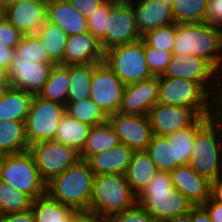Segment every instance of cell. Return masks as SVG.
I'll return each instance as SVG.
<instances>
[{"label": "cell", "mask_w": 222, "mask_h": 222, "mask_svg": "<svg viewBox=\"0 0 222 222\" xmlns=\"http://www.w3.org/2000/svg\"><path fill=\"white\" fill-rule=\"evenodd\" d=\"M65 112L69 116L91 127L102 124L108 120V117L91 98L67 102Z\"/></svg>", "instance_id": "36"}, {"label": "cell", "mask_w": 222, "mask_h": 222, "mask_svg": "<svg viewBox=\"0 0 222 222\" xmlns=\"http://www.w3.org/2000/svg\"><path fill=\"white\" fill-rule=\"evenodd\" d=\"M15 49L14 48H7L5 45L0 44V67L8 70L10 63L13 59Z\"/></svg>", "instance_id": "51"}, {"label": "cell", "mask_w": 222, "mask_h": 222, "mask_svg": "<svg viewBox=\"0 0 222 222\" xmlns=\"http://www.w3.org/2000/svg\"><path fill=\"white\" fill-rule=\"evenodd\" d=\"M176 33L177 24L174 23L148 31L142 36V40L150 47L172 52Z\"/></svg>", "instance_id": "39"}, {"label": "cell", "mask_w": 222, "mask_h": 222, "mask_svg": "<svg viewBox=\"0 0 222 222\" xmlns=\"http://www.w3.org/2000/svg\"><path fill=\"white\" fill-rule=\"evenodd\" d=\"M120 143L119 136L108 120L102 124L92 126L85 146L79 153L80 160L87 161L92 155L109 150Z\"/></svg>", "instance_id": "26"}, {"label": "cell", "mask_w": 222, "mask_h": 222, "mask_svg": "<svg viewBox=\"0 0 222 222\" xmlns=\"http://www.w3.org/2000/svg\"><path fill=\"white\" fill-rule=\"evenodd\" d=\"M157 167L146 150L134 151L131 162L125 172V177L132 192L138 196L151 182Z\"/></svg>", "instance_id": "25"}, {"label": "cell", "mask_w": 222, "mask_h": 222, "mask_svg": "<svg viewBox=\"0 0 222 222\" xmlns=\"http://www.w3.org/2000/svg\"><path fill=\"white\" fill-rule=\"evenodd\" d=\"M134 151L120 143L104 152L92 155L86 162L94 175L125 174Z\"/></svg>", "instance_id": "23"}, {"label": "cell", "mask_w": 222, "mask_h": 222, "mask_svg": "<svg viewBox=\"0 0 222 222\" xmlns=\"http://www.w3.org/2000/svg\"><path fill=\"white\" fill-rule=\"evenodd\" d=\"M211 198L222 204V175L211 181Z\"/></svg>", "instance_id": "52"}, {"label": "cell", "mask_w": 222, "mask_h": 222, "mask_svg": "<svg viewBox=\"0 0 222 222\" xmlns=\"http://www.w3.org/2000/svg\"><path fill=\"white\" fill-rule=\"evenodd\" d=\"M104 60L99 41L89 32L68 36L64 51V65L98 64Z\"/></svg>", "instance_id": "21"}, {"label": "cell", "mask_w": 222, "mask_h": 222, "mask_svg": "<svg viewBox=\"0 0 222 222\" xmlns=\"http://www.w3.org/2000/svg\"><path fill=\"white\" fill-rule=\"evenodd\" d=\"M69 222H107V220L87 210V211H76L72 215Z\"/></svg>", "instance_id": "48"}, {"label": "cell", "mask_w": 222, "mask_h": 222, "mask_svg": "<svg viewBox=\"0 0 222 222\" xmlns=\"http://www.w3.org/2000/svg\"><path fill=\"white\" fill-rule=\"evenodd\" d=\"M158 90V76L126 85L119 112L148 115L151 108L158 102Z\"/></svg>", "instance_id": "17"}, {"label": "cell", "mask_w": 222, "mask_h": 222, "mask_svg": "<svg viewBox=\"0 0 222 222\" xmlns=\"http://www.w3.org/2000/svg\"><path fill=\"white\" fill-rule=\"evenodd\" d=\"M158 83V103L191 108L199 117L211 116L214 97L199 82L159 75Z\"/></svg>", "instance_id": "6"}, {"label": "cell", "mask_w": 222, "mask_h": 222, "mask_svg": "<svg viewBox=\"0 0 222 222\" xmlns=\"http://www.w3.org/2000/svg\"><path fill=\"white\" fill-rule=\"evenodd\" d=\"M211 117L220 126L222 131V91L213 98Z\"/></svg>", "instance_id": "49"}, {"label": "cell", "mask_w": 222, "mask_h": 222, "mask_svg": "<svg viewBox=\"0 0 222 222\" xmlns=\"http://www.w3.org/2000/svg\"><path fill=\"white\" fill-rule=\"evenodd\" d=\"M80 14L89 17L105 0H68Z\"/></svg>", "instance_id": "45"}, {"label": "cell", "mask_w": 222, "mask_h": 222, "mask_svg": "<svg viewBox=\"0 0 222 222\" xmlns=\"http://www.w3.org/2000/svg\"><path fill=\"white\" fill-rule=\"evenodd\" d=\"M211 116L199 117L191 126L173 132L166 136L173 145L174 159L179 165H188L192 152V145L195 139V132L210 118Z\"/></svg>", "instance_id": "30"}, {"label": "cell", "mask_w": 222, "mask_h": 222, "mask_svg": "<svg viewBox=\"0 0 222 222\" xmlns=\"http://www.w3.org/2000/svg\"><path fill=\"white\" fill-rule=\"evenodd\" d=\"M108 122L119 136L122 144L133 151L147 149L153 135L147 115H131L117 112L108 116Z\"/></svg>", "instance_id": "14"}, {"label": "cell", "mask_w": 222, "mask_h": 222, "mask_svg": "<svg viewBox=\"0 0 222 222\" xmlns=\"http://www.w3.org/2000/svg\"><path fill=\"white\" fill-rule=\"evenodd\" d=\"M108 2H114V3H132L135 0H105Z\"/></svg>", "instance_id": "56"}, {"label": "cell", "mask_w": 222, "mask_h": 222, "mask_svg": "<svg viewBox=\"0 0 222 222\" xmlns=\"http://www.w3.org/2000/svg\"><path fill=\"white\" fill-rule=\"evenodd\" d=\"M161 76L199 82L213 97L222 91V75L207 60L193 54H173Z\"/></svg>", "instance_id": "10"}, {"label": "cell", "mask_w": 222, "mask_h": 222, "mask_svg": "<svg viewBox=\"0 0 222 222\" xmlns=\"http://www.w3.org/2000/svg\"><path fill=\"white\" fill-rule=\"evenodd\" d=\"M206 22L222 28V0H208Z\"/></svg>", "instance_id": "44"}, {"label": "cell", "mask_w": 222, "mask_h": 222, "mask_svg": "<svg viewBox=\"0 0 222 222\" xmlns=\"http://www.w3.org/2000/svg\"><path fill=\"white\" fill-rule=\"evenodd\" d=\"M36 35L46 48L50 59L56 65H64V51L68 35L59 26L47 20L36 32Z\"/></svg>", "instance_id": "32"}, {"label": "cell", "mask_w": 222, "mask_h": 222, "mask_svg": "<svg viewBox=\"0 0 222 222\" xmlns=\"http://www.w3.org/2000/svg\"><path fill=\"white\" fill-rule=\"evenodd\" d=\"M32 201L27 194L0 180V217L12 212L26 211L31 208Z\"/></svg>", "instance_id": "37"}, {"label": "cell", "mask_w": 222, "mask_h": 222, "mask_svg": "<svg viewBox=\"0 0 222 222\" xmlns=\"http://www.w3.org/2000/svg\"><path fill=\"white\" fill-rule=\"evenodd\" d=\"M140 34L174 24L172 6L161 0H135L131 3Z\"/></svg>", "instance_id": "20"}, {"label": "cell", "mask_w": 222, "mask_h": 222, "mask_svg": "<svg viewBox=\"0 0 222 222\" xmlns=\"http://www.w3.org/2000/svg\"><path fill=\"white\" fill-rule=\"evenodd\" d=\"M142 39L131 3H114L106 17L105 51Z\"/></svg>", "instance_id": "13"}, {"label": "cell", "mask_w": 222, "mask_h": 222, "mask_svg": "<svg viewBox=\"0 0 222 222\" xmlns=\"http://www.w3.org/2000/svg\"><path fill=\"white\" fill-rule=\"evenodd\" d=\"M161 1L172 6L175 0H161Z\"/></svg>", "instance_id": "58"}, {"label": "cell", "mask_w": 222, "mask_h": 222, "mask_svg": "<svg viewBox=\"0 0 222 222\" xmlns=\"http://www.w3.org/2000/svg\"><path fill=\"white\" fill-rule=\"evenodd\" d=\"M31 209L36 222H69L76 212L75 209L53 200L47 194L34 199Z\"/></svg>", "instance_id": "31"}, {"label": "cell", "mask_w": 222, "mask_h": 222, "mask_svg": "<svg viewBox=\"0 0 222 222\" xmlns=\"http://www.w3.org/2000/svg\"><path fill=\"white\" fill-rule=\"evenodd\" d=\"M113 8V2L104 1L96 11L87 17L88 32L95 37L105 52L106 17Z\"/></svg>", "instance_id": "40"}, {"label": "cell", "mask_w": 222, "mask_h": 222, "mask_svg": "<svg viewBox=\"0 0 222 222\" xmlns=\"http://www.w3.org/2000/svg\"><path fill=\"white\" fill-rule=\"evenodd\" d=\"M107 222H158L142 206L136 204L131 209L112 215Z\"/></svg>", "instance_id": "42"}, {"label": "cell", "mask_w": 222, "mask_h": 222, "mask_svg": "<svg viewBox=\"0 0 222 222\" xmlns=\"http://www.w3.org/2000/svg\"><path fill=\"white\" fill-rule=\"evenodd\" d=\"M54 65L56 64H42L31 62L26 58H13L7 70V80L10 87L39 94Z\"/></svg>", "instance_id": "15"}, {"label": "cell", "mask_w": 222, "mask_h": 222, "mask_svg": "<svg viewBox=\"0 0 222 222\" xmlns=\"http://www.w3.org/2000/svg\"><path fill=\"white\" fill-rule=\"evenodd\" d=\"M48 1H26L7 7L3 16L23 35L36 34L47 20Z\"/></svg>", "instance_id": "18"}, {"label": "cell", "mask_w": 222, "mask_h": 222, "mask_svg": "<svg viewBox=\"0 0 222 222\" xmlns=\"http://www.w3.org/2000/svg\"><path fill=\"white\" fill-rule=\"evenodd\" d=\"M0 222H36L33 210L12 212L0 217Z\"/></svg>", "instance_id": "46"}, {"label": "cell", "mask_w": 222, "mask_h": 222, "mask_svg": "<svg viewBox=\"0 0 222 222\" xmlns=\"http://www.w3.org/2000/svg\"><path fill=\"white\" fill-rule=\"evenodd\" d=\"M192 222H212L206 209L202 205H194L191 209Z\"/></svg>", "instance_id": "50"}, {"label": "cell", "mask_w": 222, "mask_h": 222, "mask_svg": "<svg viewBox=\"0 0 222 222\" xmlns=\"http://www.w3.org/2000/svg\"><path fill=\"white\" fill-rule=\"evenodd\" d=\"M202 206L208 212L212 222H222V204L212 198L207 200Z\"/></svg>", "instance_id": "47"}, {"label": "cell", "mask_w": 222, "mask_h": 222, "mask_svg": "<svg viewBox=\"0 0 222 222\" xmlns=\"http://www.w3.org/2000/svg\"><path fill=\"white\" fill-rule=\"evenodd\" d=\"M26 1H49V0H0V5L2 10L4 11L7 7Z\"/></svg>", "instance_id": "53"}, {"label": "cell", "mask_w": 222, "mask_h": 222, "mask_svg": "<svg viewBox=\"0 0 222 222\" xmlns=\"http://www.w3.org/2000/svg\"><path fill=\"white\" fill-rule=\"evenodd\" d=\"M23 34L18 31L4 16L0 18V44L16 49Z\"/></svg>", "instance_id": "43"}, {"label": "cell", "mask_w": 222, "mask_h": 222, "mask_svg": "<svg viewBox=\"0 0 222 222\" xmlns=\"http://www.w3.org/2000/svg\"><path fill=\"white\" fill-rule=\"evenodd\" d=\"M5 157H6V154L0 151V172H1L2 164Z\"/></svg>", "instance_id": "57"}, {"label": "cell", "mask_w": 222, "mask_h": 222, "mask_svg": "<svg viewBox=\"0 0 222 222\" xmlns=\"http://www.w3.org/2000/svg\"><path fill=\"white\" fill-rule=\"evenodd\" d=\"M146 151L154 162L158 171L171 172L180 166L174 159L173 145L166 136L153 134Z\"/></svg>", "instance_id": "34"}, {"label": "cell", "mask_w": 222, "mask_h": 222, "mask_svg": "<svg viewBox=\"0 0 222 222\" xmlns=\"http://www.w3.org/2000/svg\"><path fill=\"white\" fill-rule=\"evenodd\" d=\"M93 64L69 65L70 84L67 102L80 101L90 98Z\"/></svg>", "instance_id": "33"}, {"label": "cell", "mask_w": 222, "mask_h": 222, "mask_svg": "<svg viewBox=\"0 0 222 222\" xmlns=\"http://www.w3.org/2000/svg\"><path fill=\"white\" fill-rule=\"evenodd\" d=\"M10 84L7 80V71L0 67V90L9 87Z\"/></svg>", "instance_id": "54"}, {"label": "cell", "mask_w": 222, "mask_h": 222, "mask_svg": "<svg viewBox=\"0 0 222 222\" xmlns=\"http://www.w3.org/2000/svg\"><path fill=\"white\" fill-rule=\"evenodd\" d=\"M170 173L174 188L193 205H202L211 198V180L196 173L189 165L177 166Z\"/></svg>", "instance_id": "19"}, {"label": "cell", "mask_w": 222, "mask_h": 222, "mask_svg": "<svg viewBox=\"0 0 222 222\" xmlns=\"http://www.w3.org/2000/svg\"><path fill=\"white\" fill-rule=\"evenodd\" d=\"M94 176L89 164L79 160L46 183V194L76 211H87L91 203Z\"/></svg>", "instance_id": "3"}, {"label": "cell", "mask_w": 222, "mask_h": 222, "mask_svg": "<svg viewBox=\"0 0 222 222\" xmlns=\"http://www.w3.org/2000/svg\"><path fill=\"white\" fill-rule=\"evenodd\" d=\"M166 222H192L191 211L186 214L175 216L174 218L168 219Z\"/></svg>", "instance_id": "55"}, {"label": "cell", "mask_w": 222, "mask_h": 222, "mask_svg": "<svg viewBox=\"0 0 222 222\" xmlns=\"http://www.w3.org/2000/svg\"><path fill=\"white\" fill-rule=\"evenodd\" d=\"M208 0H175L172 14L176 24L206 22Z\"/></svg>", "instance_id": "35"}, {"label": "cell", "mask_w": 222, "mask_h": 222, "mask_svg": "<svg viewBox=\"0 0 222 222\" xmlns=\"http://www.w3.org/2000/svg\"><path fill=\"white\" fill-rule=\"evenodd\" d=\"M137 204L125 174L95 175L89 210L108 220L112 215L131 209Z\"/></svg>", "instance_id": "4"}, {"label": "cell", "mask_w": 222, "mask_h": 222, "mask_svg": "<svg viewBox=\"0 0 222 222\" xmlns=\"http://www.w3.org/2000/svg\"><path fill=\"white\" fill-rule=\"evenodd\" d=\"M152 134L168 136L191 126L199 116L188 107L156 103L148 112Z\"/></svg>", "instance_id": "16"}, {"label": "cell", "mask_w": 222, "mask_h": 222, "mask_svg": "<svg viewBox=\"0 0 222 222\" xmlns=\"http://www.w3.org/2000/svg\"><path fill=\"white\" fill-rule=\"evenodd\" d=\"M65 113L64 105L34 94L25 122L29 146L42 141L54 140L61 118Z\"/></svg>", "instance_id": "9"}, {"label": "cell", "mask_w": 222, "mask_h": 222, "mask_svg": "<svg viewBox=\"0 0 222 222\" xmlns=\"http://www.w3.org/2000/svg\"><path fill=\"white\" fill-rule=\"evenodd\" d=\"M69 84V65H54L46 84L38 95L66 106Z\"/></svg>", "instance_id": "29"}, {"label": "cell", "mask_w": 222, "mask_h": 222, "mask_svg": "<svg viewBox=\"0 0 222 222\" xmlns=\"http://www.w3.org/2000/svg\"><path fill=\"white\" fill-rule=\"evenodd\" d=\"M3 16V10L1 8V5H0V18Z\"/></svg>", "instance_id": "59"}, {"label": "cell", "mask_w": 222, "mask_h": 222, "mask_svg": "<svg viewBox=\"0 0 222 222\" xmlns=\"http://www.w3.org/2000/svg\"><path fill=\"white\" fill-rule=\"evenodd\" d=\"M27 150H29V143L26 137L25 122L0 121V151L8 155Z\"/></svg>", "instance_id": "28"}, {"label": "cell", "mask_w": 222, "mask_h": 222, "mask_svg": "<svg viewBox=\"0 0 222 222\" xmlns=\"http://www.w3.org/2000/svg\"><path fill=\"white\" fill-rule=\"evenodd\" d=\"M144 53L148 69L153 76H159L164 73L173 55L172 52H167L164 50L162 51L150 47L145 42H144Z\"/></svg>", "instance_id": "41"}, {"label": "cell", "mask_w": 222, "mask_h": 222, "mask_svg": "<svg viewBox=\"0 0 222 222\" xmlns=\"http://www.w3.org/2000/svg\"><path fill=\"white\" fill-rule=\"evenodd\" d=\"M142 206L158 222H166L175 216L191 211L194 206L180 191L174 188L171 173L158 171L151 182L137 196Z\"/></svg>", "instance_id": "2"}, {"label": "cell", "mask_w": 222, "mask_h": 222, "mask_svg": "<svg viewBox=\"0 0 222 222\" xmlns=\"http://www.w3.org/2000/svg\"><path fill=\"white\" fill-rule=\"evenodd\" d=\"M172 53L202 57L222 75V28L208 22L177 24Z\"/></svg>", "instance_id": "1"}, {"label": "cell", "mask_w": 222, "mask_h": 222, "mask_svg": "<svg viewBox=\"0 0 222 222\" xmlns=\"http://www.w3.org/2000/svg\"><path fill=\"white\" fill-rule=\"evenodd\" d=\"M34 94L22 89L7 87L0 93V121L26 122Z\"/></svg>", "instance_id": "24"}, {"label": "cell", "mask_w": 222, "mask_h": 222, "mask_svg": "<svg viewBox=\"0 0 222 222\" xmlns=\"http://www.w3.org/2000/svg\"><path fill=\"white\" fill-rule=\"evenodd\" d=\"M47 21L59 26L68 36L88 32L87 17L80 14L68 0L47 2Z\"/></svg>", "instance_id": "22"}, {"label": "cell", "mask_w": 222, "mask_h": 222, "mask_svg": "<svg viewBox=\"0 0 222 222\" xmlns=\"http://www.w3.org/2000/svg\"><path fill=\"white\" fill-rule=\"evenodd\" d=\"M90 129V125L65 113L61 118L54 140L70 146L80 153L85 146Z\"/></svg>", "instance_id": "27"}, {"label": "cell", "mask_w": 222, "mask_h": 222, "mask_svg": "<svg viewBox=\"0 0 222 222\" xmlns=\"http://www.w3.org/2000/svg\"><path fill=\"white\" fill-rule=\"evenodd\" d=\"M103 61L125 85L153 77L146 63L142 39L108 49Z\"/></svg>", "instance_id": "8"}, {"label": "cell", "mask_w": 222, "mask_h": 222, "mask_svg": "<svg viewBox=\"0 0 222 222\" xmlns=\"http://www.w3.org/2000/svg\"><path fill=\"white\" fill-rule=\"evenodd\" d=\"M0 180L27 194L32 200L46 194V183L40 177L34 157L29 150L6 155Z\"/></svg>", "instance_id": "7"}, {"label": "cell", "mask_w": 222, "mask_h": 222, "mask_svg": "<svg viewBox=\"0 0 222 222\" xmlns=\"http://www.w3.org/2000/svg\"><path fill=\"white\" fill-rule=\"evenodd\" d=\"M125 86L104 61L93 64L90 98L107 117L119 112Z\"/></svg>", "instance_id": "12"}, {"label": "cell", "mask_w": 222, "mask_h": 222, "mask_svg": "<svg viewBox=\"0 0 222 222\" xmlns=\"http://www.w3.org/2000/svg\"><path fill=\"white\" fill-rule=\"evenodd\" d=\"M188 165L211 181L222 175V131L212 117L195 132Z\"/></svg>", "instance_id": "5"}, {"label": "cell", "mask_w": 222, "mask_h": 222, "mask_svg": "<svg viewBox=\"0 0 222 222\" xmlns=\"http://www.w3.org/2000/svg\"><path fill=\"white\" fill-rule=\"evenodd\" d=\"M13 58H26L35 63L55 64L36 34L23 35Z\"/></svg>", "instance_id": "38"}, {"label": "cell", "mask_w": 222, "mask_h": 222, "mask_svg": "<svg viewBox=\"0 0 222 222\" xmlns=\"http://www.w3.org/2000/svg\"><path fill=\"white\" fill-rule=\"evenodd\" d=\"M29 151L45 183L80 160L79 153L74 148L56 140L35 143L29 146Z\"/></svg>", "instance_id": "11"}]
</instances>
